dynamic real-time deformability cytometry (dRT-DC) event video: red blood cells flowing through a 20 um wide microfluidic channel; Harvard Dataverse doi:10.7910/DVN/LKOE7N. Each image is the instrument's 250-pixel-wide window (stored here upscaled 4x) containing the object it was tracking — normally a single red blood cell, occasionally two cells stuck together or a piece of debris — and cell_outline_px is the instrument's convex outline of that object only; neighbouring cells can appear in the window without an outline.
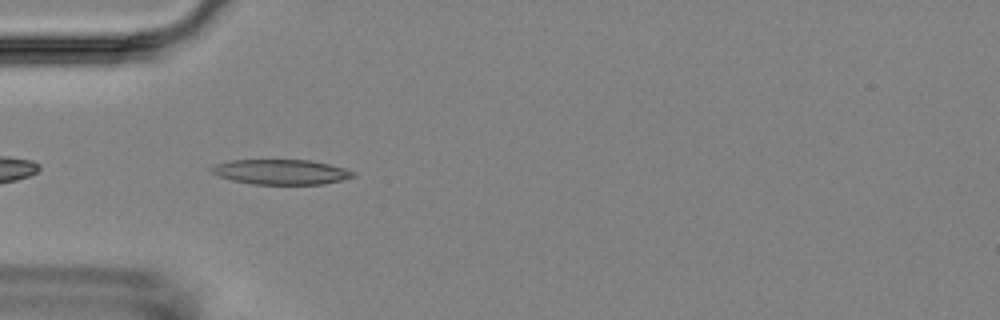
{"species": "Egyptian fruit bat (a non-hibernating species)", "species_latin": "Rousettus aegyptiacus", "temperature_condition": "room temperature", "stored_images_in_passage": 6, "camera_frame_rate_fps": 3000, "um_per_image_px": 0.085, "animal": {"sex": "female"}, "frame": {"image": 1, "passage_image": 5, "time_ms": 4.667, "image_size_px": [1000, 320], "cell_outline_px": [[356, 176], [324, 184], [252, 184], [232, 180], [216, 176], [208, 168], [212, 164], [232, 160], [312, 160], [344, 168], [356, 172]], "centroid_in_image_um": [23.84, 14.61], "position_along_channel_um": 61.2, "area_um2": 20.81}}
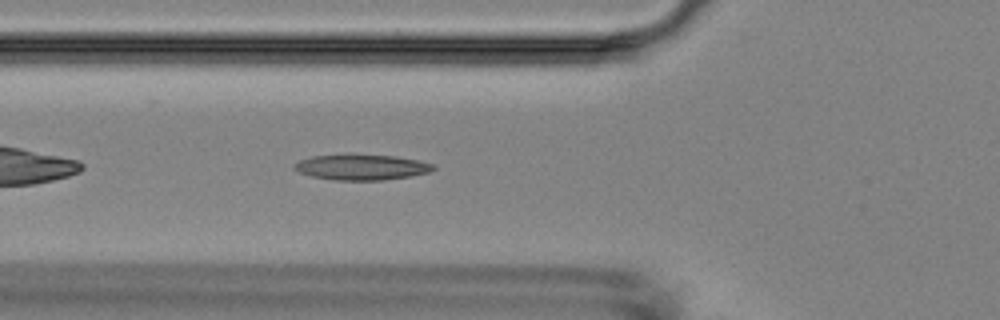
{"frame": {"image": 2, "passage_image": 6, "time_ms": 5.667, "image_size_px": [1000, 320], "cell_outline_px": [[436, 168], [428, 172], [412, 176], [384, 180], [332, 180], [312, 176], [300, 172], [292, 168], [292, 164], [300, 160], [312, 156], [396, 156], [420, 160], [436, 164]], "centroid_in_image_um": [30.78, 14.23], "position_along_channel_um": 95.0, "area_um2": 20.35}}